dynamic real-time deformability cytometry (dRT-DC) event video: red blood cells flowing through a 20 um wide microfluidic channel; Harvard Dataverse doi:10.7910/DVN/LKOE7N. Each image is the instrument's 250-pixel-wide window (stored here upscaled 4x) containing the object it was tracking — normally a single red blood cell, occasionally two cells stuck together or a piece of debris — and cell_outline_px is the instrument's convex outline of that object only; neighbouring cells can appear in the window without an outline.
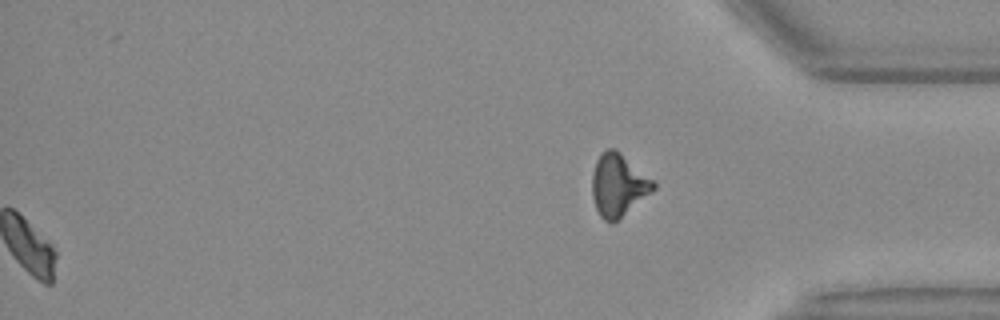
{"species": "Egyptian fruit bat (a non-hibernating species)", "species_latin": "Rousettus aegyptiacus", "temperature_condition": "warm", "stored_images_in_passage": 45, "segment_of_instrument_passage": [2, 2], "camera_frame_rate_fps": 3000, "um_per_image_px": 0.085, "animal": {"sex": "female"}, "frame": {"image": 1, "passage_image": 45, "time_ms": 14.667, "image_size_px": [1000, 320], "cell_outline_px": [[656, 188], [652, 192], [616, 220], [604, 220], [600, 216], [596, 208], [592, 196], [592, 172], [596, 160], [600, 152], [608, 148], [616, 148], [652, 180], [656, 184]], "centroid_in_image_um": [52.53, 15.68], "position_along_channel_um": 382.7, "area_um2": 21.96}}